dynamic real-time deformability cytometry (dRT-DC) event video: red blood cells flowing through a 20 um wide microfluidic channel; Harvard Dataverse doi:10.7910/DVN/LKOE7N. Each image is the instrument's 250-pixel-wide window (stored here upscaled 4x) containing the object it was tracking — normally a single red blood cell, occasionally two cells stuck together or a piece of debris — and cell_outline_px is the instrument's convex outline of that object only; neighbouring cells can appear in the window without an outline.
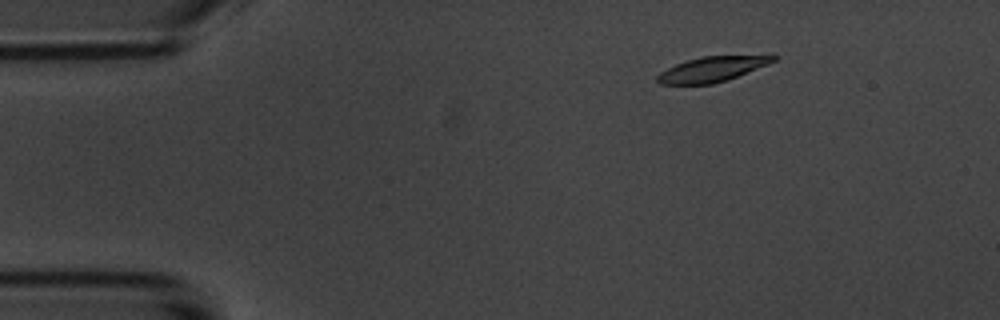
{"species": "common noctule bat (a hibernating species)", "species_latin": "Nyctalus noctula", "temperature_condition": "room temperature", "stored_images_in_passage": 5, "camera_frame_rate_fps": 3000, "um_per_image_px": 0.085, "animal": {"sex": "male", "body_mass_g": 20.1, "forearm_length_mm": 53.5}, "frame": {"image": 1, "passage_image": 2, "time_ms": 1.333, "image_size_px": [1000, 320], "cell_outline_px": [[780, 56], [776, 60], [768, 64], [736, 76], [712, 84], [660, 84], [656, 80], [656, 76], [660, 72], [676, 64], [700, 56], [772, 52]], "centroid_in_image_um": [60.68, 5.8], "position_along_channel_um": 24.3, "area_um2": 17.63}}
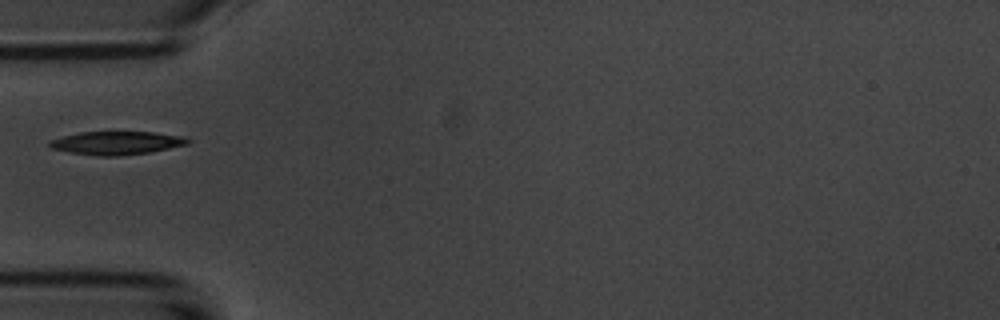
{"frame": {"image": 2, "passage_image": 5, "time_ms": 4.667, "image_size_px": [1000, 320], "cell_outline_px": [[192, 140], [188, 144], [148, 152], [116, 156], [96, 156], [72, 152], [52, 148], [48, 144], [48, 140], [80, 132], [152, 132], [184, 136]], "centroid_in_image_um": [9.92, 12.14], "position_along_channel_um": 75.1, "area_um2": 18.55}}